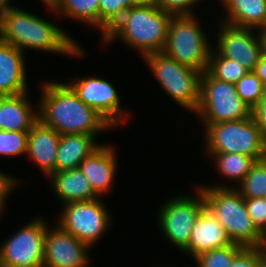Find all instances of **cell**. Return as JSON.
Wrapping results in <instances>:
<instances>
[{
  "instance_id": "cell-1",
  "label": "cell",
  "mask_w": 266,
  "mask_h": 267,
  "mask_svg": "<svg viewBox=\"0 0 266 267\" xmlns=\"http://www.w3.org/2000/svg\"><path fill=\"white\" fill-rule=\"evenodd\" d=\"M39 120L60 135L96 133L113 127L95 109L78 98L73 89L60 82L43 84Z\"/></svg>"
},
{
  "instance_id": "cell-2",
  "label": "cell",
  "mask_w": 266,
  "mask_h": 267,
  "mask_svg": "<svg viewBox=\"0 0 266 267\" xmlns=\"http://www.w3.org/2000/svg\"><path fill=\"white\" fill-rule=\"evenodd\" d=\"M0 40L21 50L25 48L82 56V48L64 30L16 7L0 11Z\"/></svg>"
},
{
  "instance_id": "cell-3",
  "label": "cell",
  "mask_w": 266,
  "mask_h": 267,
  "mask_svg": "<svg viewBox=\"0 0 266 267\" xmlns=\"http://www.w3.org/2000/svg\"><path fill=\"white\" fill-rule=\"evenodd\" d=\"M173 15L158 6L136 4L103 37L105 43L120 38L145 57L162 52L166 43L168 27Z\"/></svg>"
},
{
  "instance_id": "cell-4",
  "label": "cell",
  "mask_w": 266,
  "mask_h": 267,
  "mask_svg": "<svg viewBox=\"0 0 266 267\" xmlns=\"http://www.w3.org/2000/svg\"><path fill=\"white\" fill-rule=\"evenodd\" d=\"M226 186H200L206 207L224 227L232 243L244 248H257L260 232L251 220L245 198L238 189Z\"/></svg>"
},
{
  "instance_id": "cell-5",
  "label": "cell",
  "mask_w": 266,
  "mask_h": 267,
  "mask_svg": "<svg viewBox=\"0 0 266 267\" xmlns=\"http://www.w3.org/2000/svg\"><path fill=\"white\" fill-rule=\"evenodd\" d=\"M205 127L208 153H242L256 161L266 158V140L253 116Z\"/></svg>"
},
{
  "instance_id": "cell-6",
  "label": "cell",
  "mask_w": 266,
  "mask_h": 267,
  "mask_svg": "<svg viewBox=\"0 0 266 267\" xmlns=\"http://www.w3.org/2000/svg\"><path fill=\"white\" fill-rule=\"evenodd\" d=\"M194 16H173L162 52L178 63L203 73L208 67L211 46Z\"/></svg>"
},
{
  "instance_id": "cell-7",
  "label": "cell",
  "mask_w": 266,
  "mask_h": 267,
  "mask_svg": "<svg viewBox=\"0 0 266 267\" xmlns=\"http://www.w3.org/2000/svg\"><path fill=\"white\" fill-rule=\"evenodd\" d=\"M196 113L205 124L238 121L252 116V109L239 97L234 83L201 73L199 107Z\"/></svg>"
},
{
  "instance_id": "cell-8",
  "label": "cell",
  "mask_w": 266,
  "mask_h": 267,
  "mask_svg": "<svg viewBox=\"0 0 266 267\" xmlns=\"http://www.w3.org/2000/svg\"><path fill=\"white\" fill-rule=\"evenodd\" d=\"M144 58L165 92L180 106L196 112L201 72L178 63L163 52Z\"/></svg>"
},
{
  "instance_id": "cell-9",
  "label": "cell",
  "mask_w": 266,
  "mask_h": 267,
  "mask_svg": "<svg viewBox=\"0 0 266 267\" xmlns=\"http://www.w3.org/2000/svg\"><path fill=\"white\" fill-rule=\"evenodd\" d=\"M101 198L65 204L58 225L92 248L108 229V214Z\"/></svg>"
},
{
  "instance_id": "cell-10",
  "label": "cell",
  "mask_w": 266,
  "mask_h": 267,
  "mask_svg": "<svg viewBox=\"0 0 266 267\" xmlns=\"http://www.w3.org/2000/svg\"><path fill=\"white\" fill-rule=\"evenodd\" d=\"M197 190L196 198L195 196L172 198L159 211V221L165 238L167 237L180 250L188 245L193 225L206 208L205 196L200 188Z\"/></svg>"
},
{
  "instance_id": "cell-11",
  "label": "cell",
  "mask_w": 266,
  "mask_h": 267,
  "mask_svg": "<svg viewBox=\"0 0 266 267\" xmlns=\"http://www.w3.org/2000/svg\"><path fill=\"white\" fill-rule=\"evenodd\" d=\"M34 219L0 247L2 267H43L46 223Z\"/></svg>"
},
{
  "instance_id": "cell-12",
  "label": "cell",
  "mask_w": 266,
  "mask_h": 267,
  "mask_svg": "<svg viewBox=\"0 0 266 267\" xmlns=\"http://www.w3.org/2000/svg\"><path fill=\"white\" fill-rule=\"evenodd\" d=\"M219 25L218 52L223 57L236 60L249 71H253L263 55L260 31L259 35L255 36L252 28L235 27L223 22Z\"/></svg>"
},
{
  "instance_id": "cell-13",
  "label": "cell",
  "mask_w": 266,
  "mask_h": 267,
  "mask_svg": "<svg viewBox=\"0 0 266 267\" xmlns=\"http://www.w3.org/2000/svg\"><path fill=\"white\" fill-rule=\"evenodd\" d=\"M91 248L59 225L45 233L43 267H87Z\"/></svg>"
},
{
  "instance_id": "cell-14",
  "label": "cell",
  "mask_w": 266,
  "mask_h": 267,
  "mask_svg": "<svg viewBox=\"0 0 266 267\" xmlns=\"http://www.w3.org/2000/svg\"><path fill=\"white\" fill-rule=\"evenodd\" d=\"M68 85L80 100L95 109L112 126L125 121L126 117L120 107V96L108 81L96 77L76 78L74 83Z\"/></svg>"
},
{
  "instance_id": "cell-15",
  "label": "cell",
  "mask_w": 266,
  "mask_h": 267,
  "mask_svg": "<svg viewBox=\"0 0 266 267\" xmlns=\"http://www.w3.org/2000/svg\"><path fill=\"white\" fill-rule=\"evenodd\" d=\"M231 244L224 227L206 207L197 217L189 243L182 251L195 258L202 253Z\"/></svg>"
},
{
  "instance_id": "cell-16",
  "label": "cell",
  "mask_w": 266,
  "mask_h": 267,
  "mask_svg": "<svg viewBox=\"0 0 266 267\" xmlns=\"http://www.w3.org/2000/svg\"><path fill=\"white\" fill-rule=\"evenodd\" d=\"M61 135L38 120L28 132L27 151L48 177L56 172V157Z\"/></svg>"
},
{
  "instance_id": "cell-17",
  "label": "cell",
  "mask_w": 266,
  "mask_h": 267,
  "mask_svg": "<svg viewBox=\"0 0 266 267\" xmlns=\"http://www.w3.org/2000/svg\"><path fill=\"white\" fill-rule=\"evenodd\" d=\"M115 153L112 147L100 145L79 165L98 196L105 194L112 186L117 166Z\"/></svg>"
},
{
  "instance_id": "cell-18",
  "label": "cell",
  "mask_w": 266,
  "mask_h": 267,
  "mask_svg": "<svg viewBox=\"0 0 266 267\" xmlns=\"http://www.w3.org/2000/svg\"><path fill=\"white\" fill-rule=\"evenodd\" d=\"M23 52L0 40V96L27 92Z\"/></svg>"
},
{
  "instance_id": "cell-19",
  "label": "cell",
  "mask_w": 266,
  "mask_h": 267,
  "mask_svg": "<svg viewBox=\"0 0 266 267\" xmlns=\"http://www.w3.org/2000/svg\"><path fill=\"white\" fill-rule=\"evenodd\" d=\"M27 94L0 96V130L29 132L39 120Z\"/></svg>"
},
{
  "instance_id": "cell-20",
  "label": "cell",
  "mask_w": 266,
  "mask_h": 267,
  "mask_svg": "<svg viewBox=\"0 0 266 267\" xmlns=\"http://www.w3.org/2000/svg\"><path fill=\"white\" fill-rule=\"evenodd\" d=\"M49 178L52 180L54 192L64 205L100 197L93 191L90 182L80 168L55 172Z\"/></svg>"
},
{
  "instance_id": "cell-21",
  "label": "cell",
  "mask_w": 266,
  "mask_h": 267,
  "mask_svg": "<svg viewBox=\"0 0 266 267\" xmlns=\"http://www.w3.org/2000/svg\"><path fill=\"white\" fill-rule=\"evenodd\" d=\"M227 11L225 24L265 31L266 0H221Z\"/></svg>"
},
{
  "instance_id": "cell-22",
  "label": "cell",
  "mask_w": 266,
  "mask_h": 267,
  "mask_svg": "<svg viewBox=\"0 0 266 267\" xmlns=\"http://www.w3.org/2000/svg\"><path fill=\"white\" fill-rule=\"evenodd\" d=\"M94 137L96 136L86 134L61 135L56 157V172L79 168L81 161L100 146L96 144Z\"/></svg>"
},
{
  "instance_id": "cell-23",
  "label": "cell",
  "mask_w": 266,
  "mask_h": 267,
  "mask_svg": "<svg viewBox=\"0 0 266 267\" xmlns=\"http://www.w3.org/2000/svg\"><path fill=\"white\" fill-rule=\"evenodd\" d=\"M100 0H57L53 6L47 5L50 12L65 14L99 28Z\"/></svg>"
},
{
  "instance_id": "cell-24",
  "label": "cell",
  "mask_w": 266,
  "mask_h": 267,
  "mask_svg": "<svg viewBox=\"0 0 266 267\" xmlns=\"http://www.w3.org/2000/svg\"><path fill=\"white\" fill-rule=\"evenodd\" d=\"M216 160L218 171L226 178L241 182L256 160L242 153H209Z\"/></svg>"
},
{
  "instance_id": "cell-25",
  "label": "cell",
  "mask_w": 266,
  "mask_h": 267,
  "mask_svg": "<svg viewBox=\"0 0 266 267\" xmlns=\"http://www.w3.org/2000/svg\"><path fill=\"white\" fill-rule=\"evenodd\" d=\"M215 52L212 53L211 50L206 70L212 77L235 84L249 72L247 68L236 60L223 57L217 50Z\"/></svg>"
},
{
  "instance_id": "cell-26",
  "label": "cell",
  "mask_w": 266,
  "mask_h": 267,
  "mask_svg": "<svg viewBox=\"0 0 266 267\" xmlns=\"http://www.w3.org/2000/svg\"><path fill=\"white\" fill-rule=\"evenodd\" d=\"M240 185L238 191L244 198H266V158L252 165Z\"/></svg>"
},
{
  "instance_id": "cell-27",
  "label": "cell",
  "mask_w": 266,
  "mask_h": 267,
  "mask_svg": "<svg viewBox=\"0 0 266 267\" xmlns=\"http://www.w3.org/2000/svg\"><path fill=\"white\" fill-rule=\"evenodd\" d=\"M134 0H100L99 29L104 37L111 28L122 18L123 14L135 6Z\"/></svg>"
},
{
  "instance_id": "cell-28",
  "label": "cell",
  "mask_w": 266,
  "mask_h": 267,
  "mask_svg": "<svg viewBox=\"0 0 266 267\" xmlns=\"http://www.w3.org/2000/svg\"><path fill=\"white\" fill-rule=\"evenodd\" d=\"M235 87L239 97L251 109H253L266 94V86L253 71H249L236 82Z\"/></svg>"
},
{
  "instance_id": "cell-29",
  "label": "cell",
  "mask_w": 266,
  "mask_h": 267,
  "mask_svg": "<svg viewBox=\"0 0 266 267\" xmlns=\"http://www.w3.org/2000/svg\"><path fill=\"white\" fill-rule=\"evenodd\" d=\"M244 249V247L232 243L223 248L213 249L200 254L194 260L197 267H230L233 259Z\"/></svg>"
},
{
  "instance_id": "cell-30",
  "label": "cell",
  "mask_w": 266,
  "mask_h": 267,
  "mask_svg": "<svg viewBox=\"0 0 266 267\" xmlns=\"http://www.w3.org/2000/svg\"><path fill=\"white\" fill-rule=\"evenodd\" d=\"M28 132L0 130V155L18 156L26 154Z\"/></svg>"
},
{
  "instance_id": "cell-31",
  "label": "cell",
  "mask_w": 266,
  "mask_h": 267,
  "mask_svg": "<svg viewBox=\"0 0 266 267\" xmlns=\"http://www.w3.org/2000/svg\"><path fill=\"white\" fill-rule=\"evenodd\" d=\"M245 205L253 224L261 233L266 227V198H245Z\"/></svg>"
},
{
  "instance_id": "cell-32",
  "label": "cell",
  "mask_w": 266,
  "mask_h": 267,
  "mask_svg": "<svg viewBox=\"0 0 266 267\" xmlns=\"http://www.w3.org/2000/svg\"><path fill=\"white\" fill-rule=\"evenodd\" d=\"M199 1L200 0H158V7L173 16L195 15L190 7Z\"/></svg>"
},
{
  "instance_id": "cell-33",
  "label": "cell",
  "mask_w": 266,
  "mask_h": 267,
  "mask_svg": "<svg viewBox=\"0 0 266 267\" xmlns=\"http://www.w3.org/2000/svg\"><path fill=\"white\" fill-rule=\"evenodd\" d=\"M262 251L258 248H244L232 261L230 267H261Z\"/></svg>"
},
{
  "instance_id": "cell-34",
  "label": "cell",
  "mask_w": 266,
  "mask_h": 267,
  "mask_svg": "<svg viewBox=\"0 0 266 267\" xmlns=\"http://www.w3.org/2000/svg\"><path fill=\"white\" fill-rule=\"evenodd\" d=\"M252 116L260 128L263 138L266 140V94L252 109Z\"/></svg>"
},
{
  "instance_id": "cell-35",
  "label": "cell",
  "mask_w": 266,
  "mask_h": 267,
  "mask_svg": "<svg viewBox=\"0 0 266 267\" xmlns=\"http://www.w3.org/2000/svg\"><path fill=\"white\" fill-rule=\"evenodd\" d=\"M18 181L10 177L7 174L0 172V213L3 211V207H5V198H7V195L10 193L12 188L16 186Z\"/></svg>"
},
{
  "instance_id": "cell-36",
  "label": "cell",
  "mask_w": 266,
  "mask_h": 267,
  "mask_svg": "<svg viewBox=\"0 0 266 267\" xmlns=\"http://www.w3.org/2000/svg\"><path fill=\"white\" fill-rule=\"evenodd\" d=\"M253 72L266 86V57L262 55Z\"/></svg>"
},
{
  "instance_id": "cell-37",
  "label": "cell",
  "mask_w": 266,
  "mask_h": 267,
  "mask_svg": "<svg viewBox=\"0 0 266 267\" xmlns=\"http://www.w3.org/2000/svg\"><path fill=\"white\" fill-rule=\"evenodd\" d=\"M257 248L266 255V227L260 233V241Z\"/></svg>"
},
{
  "instance_id": "cell-38",
  "label": "cell",
  "mask_w": 266,
  "mask_h": 267,
  "mask_svg": "<svg viewBox=\"0 0 266 267\" xmlns=\"http://www.w3.org/2000/svg\"><path fill=\"white\" fill-rule=\"evenodd\" d=\"M263 56L266 57V31H260Z\"/></svg>"
},
{
  "instance_id": "cell-39",
  "label": "cell",
  "mask_w": 266,
  "mask_h": 267,
  "mask_svg": "<svg viewBox=\"0 0 266 267\" xmlns=\"http://www.w3.org/2000/svg\"><path fill=\"white\" fill-rule=\"evenodd\" d=\"M136 4L158 6V0H134Z\"/></svg>"
},
{
  "instance_id": "cell-40",
  "label": "cell",
  "mask_w": 266,
  "mask_h": 267,
  "mask_svg": "<svg viewBox=\"0 0 266 267\" xmlns=\"http://www.w3.org/2000/svg\"><path fill=\"white\" fill-rule=\"evenodd\" d=\"M9 4V0H0V11L12 7Z\"/></svg>"
},
{
  "instance_id": "cell-41",
  "label": "cell",
  "mask_w": 266,
  "mask_h": 267,
  "mask_svg": "<svg viewBox=\"0 0 266 267\" xmlns=\"http://www.w3.org/2000/svg\"><path fill=\"white\" fill-rule=\"evenodd\" d=\"M57 0H43L45 2L46 6L50 5L53 6L56 3Z\"/></svg>"
},
{
  "instance_id": "cell-42",
  "label": "cell",
  "mask_w": 266,
  "mask_h": 267,
  "mask_svg": "<svg viewBox=\"0 0 266 267\" xmlns=\"http://www.w3.org/2000/svg\"><path fill=\"white\" fill-rule=\"evenodd\" d=\"M261 267H266V255L262 252Z\"/></svg>"
}]
</instances>
